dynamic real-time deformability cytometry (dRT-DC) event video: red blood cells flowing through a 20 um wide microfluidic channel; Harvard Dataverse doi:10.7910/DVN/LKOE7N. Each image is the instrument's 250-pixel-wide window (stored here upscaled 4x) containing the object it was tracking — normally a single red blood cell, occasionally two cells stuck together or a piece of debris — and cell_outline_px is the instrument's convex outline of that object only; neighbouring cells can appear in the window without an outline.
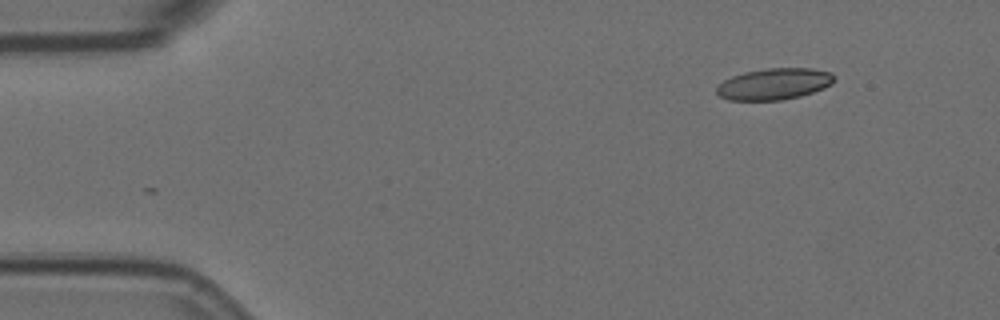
{"species": "Egyptian fruit bat (a non-hibernating species)", "species_latin": "Rousettus aegyptiacus", "temperature_condition": "room temperature", "stored_images_in_passage": 5, "camera_frame_rate_fps": 3000, "um_per_image_px": 0.085, "animal": {"sex": "female"}, "frame": {"image": 1, "passage_image": 1, "time_ms": 0.0, "image_size_px": [1000, 320], "cell_outline_px": [[836, 80], [832, 84], [824, 88], [800, 96], [780, 100], [728, 100], [720, 96], [716, 92], [716, 88], [724, 80], [732, 76], [744, 72], [764, 68], [812, 68], [832, 72], [836, 76]], "centroid_in_image_um": [65.84, 7.12], "position_along_channel_um": 19.2, "area_um2": 21.68}}
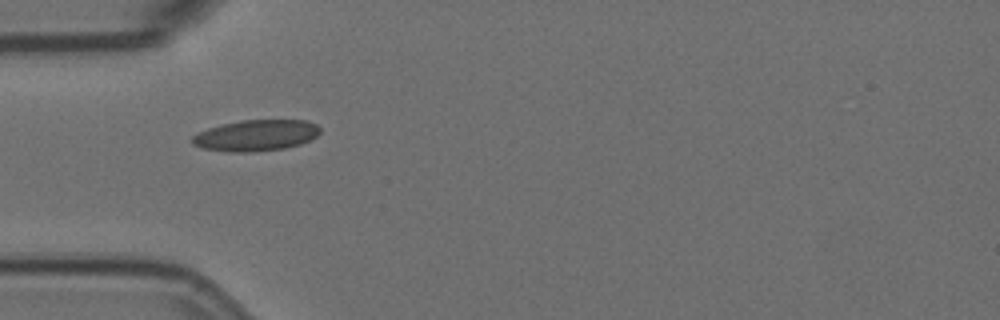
{"frame": {"image": 2, "passage_image": 4, "time_ms": 1.0, "image_size_px": [1000, 320], "cell_outline_px": [[320, 132], [316, 136], [300, 144], [284, 148], [252, 152], [228, 152], [204, 148], [192, 144], [192, 136], [208, 128], [240, 120], [308, 120], [316, 124], [320, 128]], "centroid_in_image_um": [21.77, 11.51], "position_along_channel_um": 63.2, "area_um2": 23.06}}
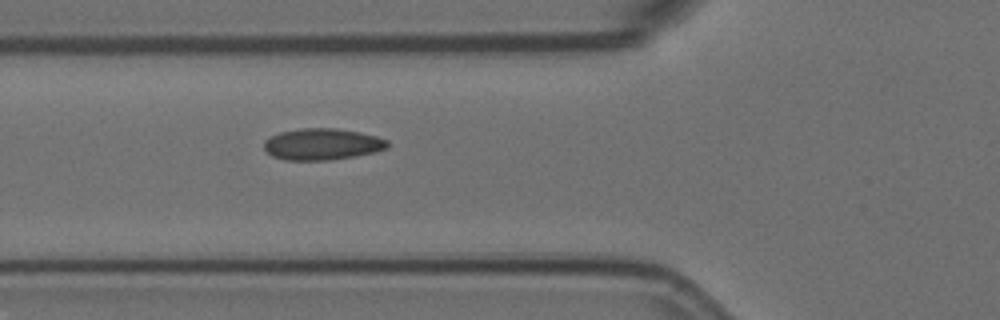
{"frame": {"image": 3, "passage_image": 5, "time_ms": 1.333, "image_size_px": [1000, 320], "cell_outline_px": [[388, 148], [356, 156], [328, 160], [284, 160], [272, 156], [264, 148], [264, 140], [280, 132], [300, 128], [336, 128], [360, 132], [376, 136], [388, 140]], "centroid_in_image_um": [27.38, 12.25], "position_along_channel_um": 98.4, "area_um2": 22.66}}